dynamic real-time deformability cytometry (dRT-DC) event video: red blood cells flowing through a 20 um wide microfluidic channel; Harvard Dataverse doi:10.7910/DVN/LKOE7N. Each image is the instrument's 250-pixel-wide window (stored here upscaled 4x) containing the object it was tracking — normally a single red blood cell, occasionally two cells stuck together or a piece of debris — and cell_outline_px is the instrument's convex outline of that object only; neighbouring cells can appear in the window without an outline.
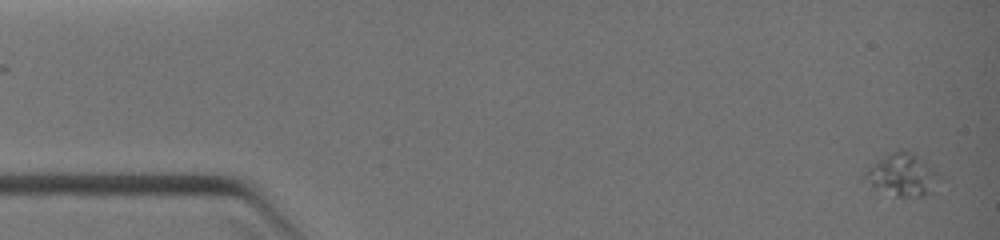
{"species": "common noctule bat (a hibernating species)", "species_latin": "Nyctalus noctula", "temperature_condition": "warm", "stored_images_in_passage": 38, "camera_frame_rate_fps": 3000, "um_per_image_px": 0.085, "animal": {"sex": "female", "body_mass_g": 19.0, "forearm_length_mm": 51.5}, "frame": {"image": 1, "passage_image": 1, "time_ms": 0.0, "image_size_px": [1000, 240], "cell_outline_px": [[940, 176], [932, 192], [920, 196], [896, 196], [872, 188], [860, 176], [868, 168], [884, 156], [900, 148], [904, 148], [928, 160]], "centroid_in_image_um": [76.68, 14.83], "position_along_channel_um": 8.3, "area_um2": 18.73}}
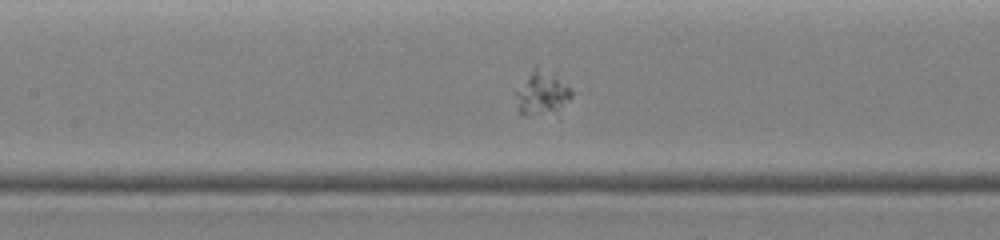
{"frame": {"image": 2, "passage_image": 17, "time_ms": 5.333, "image_size_px": [1000, 240], "cell_outline_px": [[580, 92], [568, 100], [552, 108], [540, 112], [524, 116], [520, 116], [516, 92], [532, 68], [536, 64]], "centroid_in_image_um": [46.09, 7.82], "position_along_channel_um": 161.3, "area_um2": 13.47}}
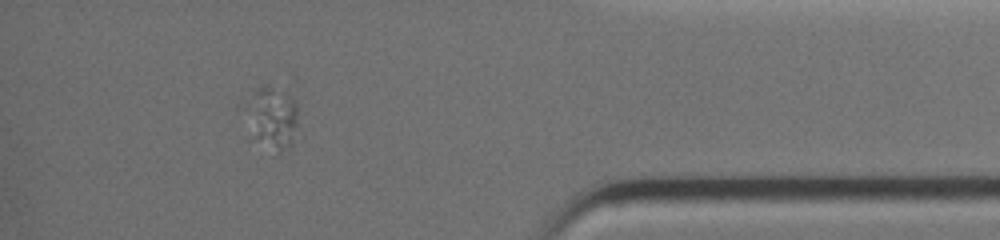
{"frame": {"image": 3, "passage_image": 33, "time_ms": 10.667, "image_size_px": [1000, 240], "cell_outline_px": [[296, 124], [292, 144], [288, 148], [276, 156], [248, 140], [236, 108], [236, 104], [256, 88], [268, 84], [284, 92], [296, 100]], "centroid_in_image_um": [22.84, 10.07], "position_along_channel_um": 412.4, "area_um2": 22.14}}